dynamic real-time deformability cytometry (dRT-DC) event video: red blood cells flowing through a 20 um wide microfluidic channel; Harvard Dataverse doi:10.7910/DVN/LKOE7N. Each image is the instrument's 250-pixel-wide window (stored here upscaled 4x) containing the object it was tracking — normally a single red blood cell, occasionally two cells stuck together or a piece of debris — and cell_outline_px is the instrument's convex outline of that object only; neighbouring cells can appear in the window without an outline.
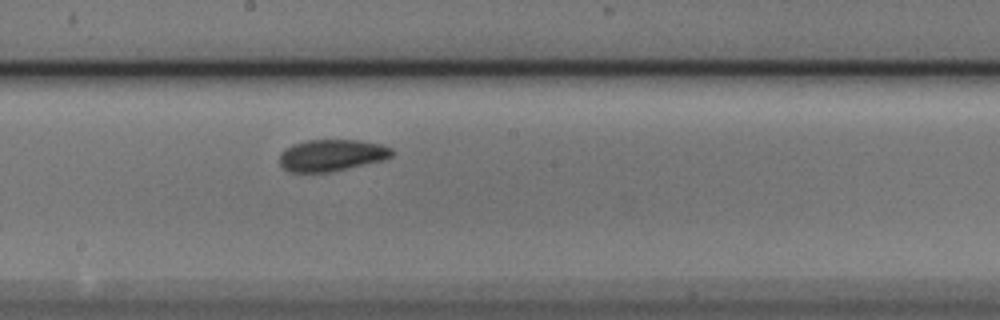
{"species": "Egyptian fruit bat (a non-hibernating species)", "species_latin": "Rousettus aegyptiacus", "temperature_condition": "cold", "stored_images_in_passage": 6, "camera_frame_rate_fps": 3000, "um_per_image_px": 0.085, "animal": {"sex": "male"}, "frame": {"image": 1, "passage_image": 6, "time_ms": 1.667, "image_size_px": [1000, 320], "cell_outline_px": [[396, 152], [392, 156], [384, 160], [332, 172], [288, 172], [280, 164], [280, 152], [284, 148], [292, 144], [304, 140], [356, 140], [380, 144], [392, 148]], "centroid_in_image_um": [28.19, 13.2], "position_along_channel_um": 220.0, "area_um2": 21.04}}